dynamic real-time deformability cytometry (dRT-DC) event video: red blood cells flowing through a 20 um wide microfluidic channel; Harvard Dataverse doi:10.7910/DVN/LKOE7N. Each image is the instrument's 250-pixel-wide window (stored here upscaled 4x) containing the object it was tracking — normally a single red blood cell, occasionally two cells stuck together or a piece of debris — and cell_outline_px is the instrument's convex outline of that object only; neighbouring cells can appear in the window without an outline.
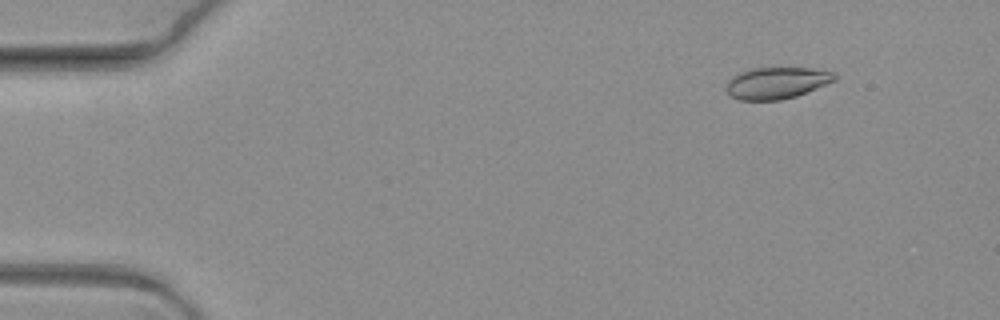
{"species": "common noctule bat (a hibernating species)", "species_latin": "Nyctalus noctula", "temperature_condition": "warm", "stored_images_in_passage": 12, "camera_frame_rate_fps": 3000, "um_per_image_px": 0.085, "animal": {"sex": "female", "body_mass_g": 19.3, "forearm_length_mm": 54.1}, "frame": {"image": 1, "passage_image": 3, "time_ms": 0.667, "image_size_px": [1000, 320], "cell_outline_px": [[836, 80], [796, 96], [780, 100], [740, 100], [728, 96], [724, 88], [728, 80], [732, 76], [740, 72], [752, 68], [812, 68], [832, 72], [836, 76]], "centroid_in_image_um": [65.95, 7.06], "position_along_channel_um": 19.1, "area_um2": 20.06}}
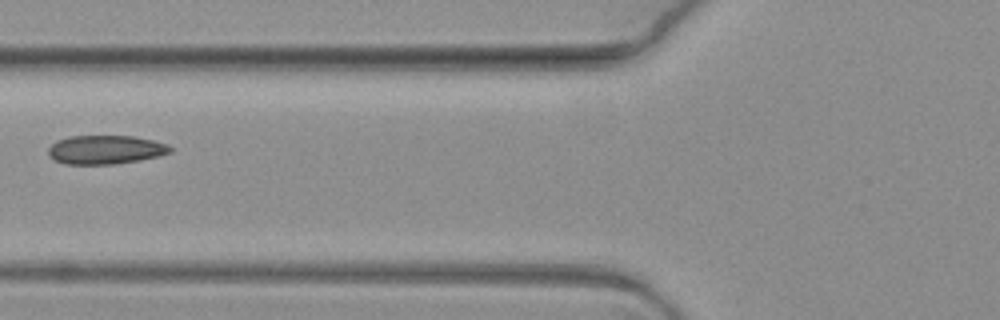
{"frame": {"image": 2, "passage_image": 8, "time_ms": 2.333, "image_size_px": [1000, 320], "cell_outline_px": [[172, 152], [160, 156], [140, 160], [112, 164], [64, 164], [52, 160], [48, 152], [48, 148], [56, 140], [68, 136], [132, 136], [152, 140], [168, 144], [172, 148]], "centroid_in_image_um": [8.95, 12.72], "position_along_channel_um": 116.8, "area_um2": 20.63}}
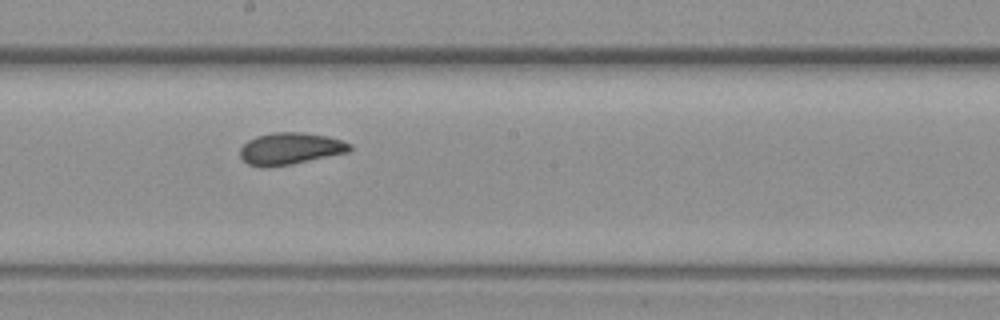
{"frame": {"image": 3, "passage_image": 11, "time_ms": 3.333, "image_size_px": [1000, 320], "cell_outline_px": [[352, 148], [348, 152], [292, 164], [268, 168], [260, 168], [248, 164], [240, 156], [240, 148], [248, 140], [256, 136], [272, 132], [300, 132], [328, 136], [352, 144]], "centroid_in_image_um": [24.64, 12.64], "position_along_channel_um": 223.6, "area_um2": 20.52}}